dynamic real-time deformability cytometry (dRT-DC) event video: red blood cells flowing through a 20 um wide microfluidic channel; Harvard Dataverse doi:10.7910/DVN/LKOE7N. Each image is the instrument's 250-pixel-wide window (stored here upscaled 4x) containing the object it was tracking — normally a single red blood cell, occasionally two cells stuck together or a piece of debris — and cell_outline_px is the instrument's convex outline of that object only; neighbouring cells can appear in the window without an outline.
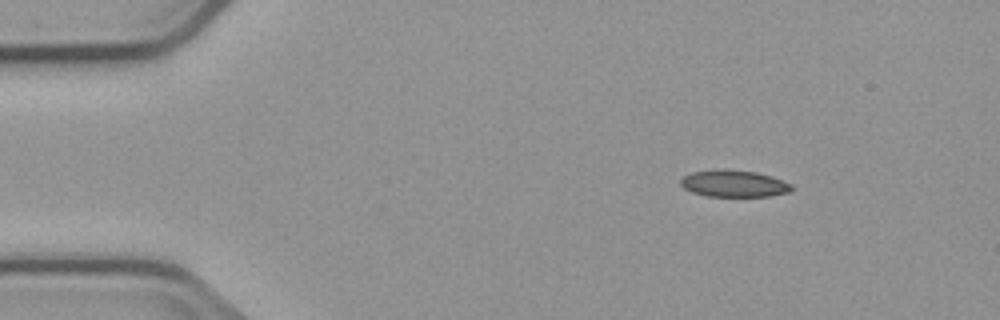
{"species": "common noctule bat (a hibernating species)", "species_latin": "Nyctalus noctula", "temperature_condition": "cold", "stored_images_in_passage": 4, "camera_frame_rate_fps": 3000, "um_per_image_px": 0.085, "animal": {"sex": "male", "body_mass_g": 23.1, "forearm_length_mm": 52.7}, "frame": {"image": 1, "passage_image": 1, "time_ms": 0.0, "image_size_px": [1000, 320], "cell_outline_px": [[792, 192], [772, 196], [708, 196], [692, 192], [684, 188], [680, 184], [680, 180], [684, 176], [692, 172], [724, 168], [756, 172], [772, 176], [792, 184]], "centroid_in_image_um": [62.41, 15.6], "position_along_channel_um": 22.6, "area_um2": 17.51}}
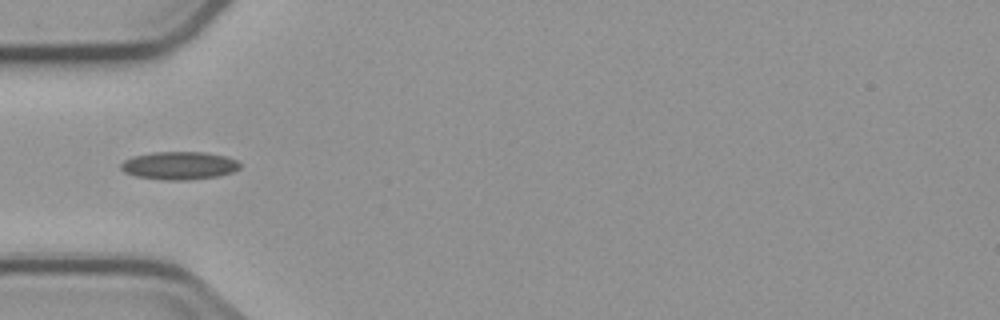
{"frame": {"image": 2, "passage_image": 4, "time_ms": 3.333, "image_size_px": [1000, 320], "cell_outline_px": [[240, 168], [232, 172], [216, 176], [188, 180], [164, 180], [136, 176], [124, 172], [120, 168], [120, 164], [124, 160], [132, 156], [152, 152], [204, 152], [228, 156], [236, 160], [240, 164]], "centroid_in_image_um": [15.22, 14.06], "position_along_channel_um": 69.8, "area_um2": 19.48}}